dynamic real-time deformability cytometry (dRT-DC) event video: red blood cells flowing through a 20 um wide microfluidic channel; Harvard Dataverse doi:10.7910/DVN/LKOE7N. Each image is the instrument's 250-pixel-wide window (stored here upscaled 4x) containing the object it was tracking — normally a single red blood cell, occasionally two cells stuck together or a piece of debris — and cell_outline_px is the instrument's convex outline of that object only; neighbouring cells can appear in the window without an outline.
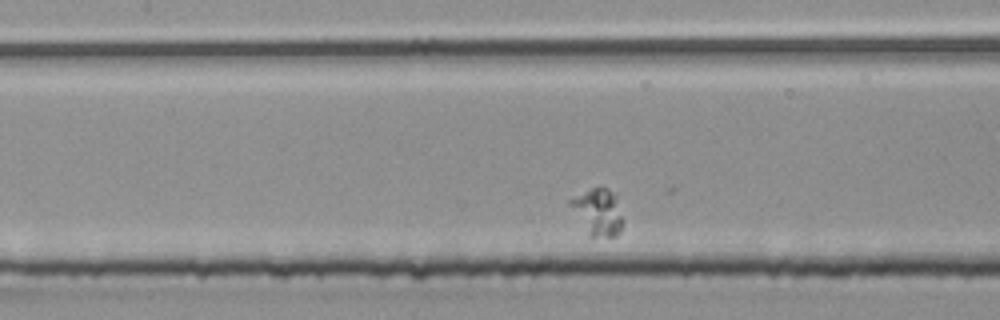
{"species": "common noctule bat (a hibernating species)", "species_latin": "Nyctalus noctula", "temperature_condition": "room temperature", "stored_images_in_passage": 53, "segment_of_instrument_passage": [2, 2], "camera_frame_rate_fps": 3000, "um_per_image_px": 0.085, "animal": {"sex": "male", "body_mass_g": 20.4}, "frame": {"image": 1, "passage_image": 22, "time_ms": 7.0, "image_size_px": [1000, 320], "cell_outline_px": [[624, 224], [620, 232], [616, 236], [588, 236], [568, 204], [568, 200], [592, 188], [608, 188], [616, 196], [624, 220]], "centroid_in_image_um": [50.84, 18.04], "position_along_channel_um": 156.6, "area_um2": 14.39}}
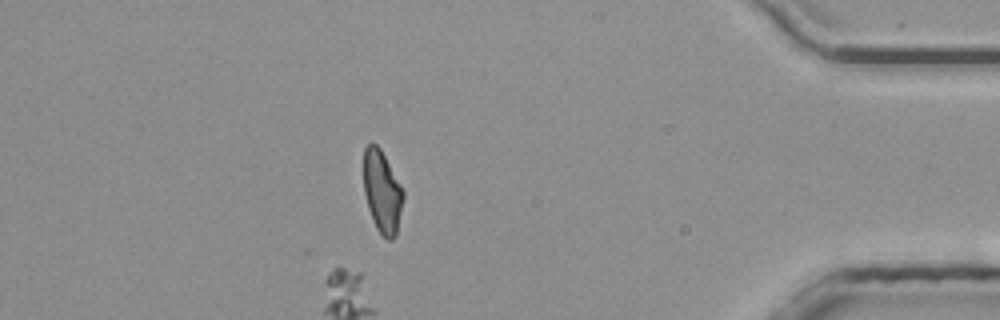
{"frame": {"image": 2, "passage_image": 47, "time_ms": 15.333, "image_size_px": [1000, 320], "cell_outline_px": [[404, 196], [396, 236], [392, 240], [388, 240], [376, 228], [368, 208], [364, 192], [364, 148], [372, 140], [380, 148], [400, 184], [404, 192]], "centroid_in_image_um": [32.48, 16.29], "position_along_channel_um": 402.7, "area_um2": 18.9}}